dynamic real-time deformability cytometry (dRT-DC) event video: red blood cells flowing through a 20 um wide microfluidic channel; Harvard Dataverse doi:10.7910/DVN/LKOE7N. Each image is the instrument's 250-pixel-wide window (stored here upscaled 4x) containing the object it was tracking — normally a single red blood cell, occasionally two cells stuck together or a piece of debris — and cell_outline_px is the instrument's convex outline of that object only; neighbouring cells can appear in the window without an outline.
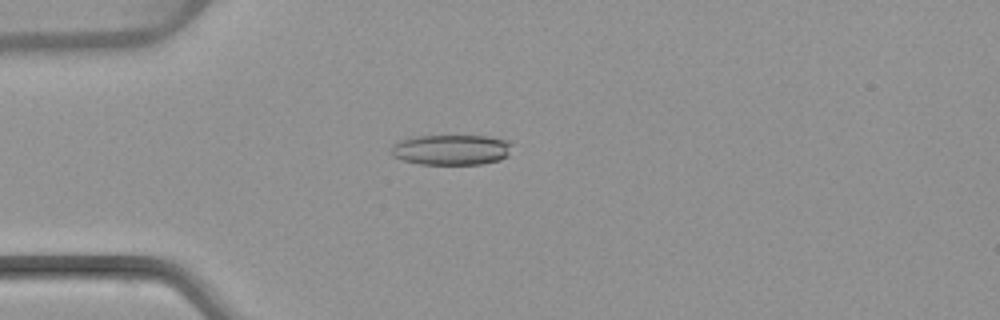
{"species": "common noctule bat (a hibernating species)", "species_latin": "Nyctalus noctula", "temperature_condition": "warm", "stored_images_in_passage": 4, "camera_frame_rate_fps": 3000, "um_per_image_px": 0.085, "animal": {"sex": "female", "body_mass_g": 22.7, "forearm_length_mm": 54.2}, "frame": {"image": 1, "passage_image": 4, "time_ms": 3.667, "image_size_px": [1000, 320], "cell_outline_px": [[512, 144], [508, 156], [500, 160], [480, 164], [420, 164], [404, 160], [392, 156], [392, 144], [400, 140], [416, 136], [488, 136], [508, 140]], "centroid_in_image_um": [38.38, 12.72], "position_along_channel_um": 46.6, "area_um2": 21.44}}